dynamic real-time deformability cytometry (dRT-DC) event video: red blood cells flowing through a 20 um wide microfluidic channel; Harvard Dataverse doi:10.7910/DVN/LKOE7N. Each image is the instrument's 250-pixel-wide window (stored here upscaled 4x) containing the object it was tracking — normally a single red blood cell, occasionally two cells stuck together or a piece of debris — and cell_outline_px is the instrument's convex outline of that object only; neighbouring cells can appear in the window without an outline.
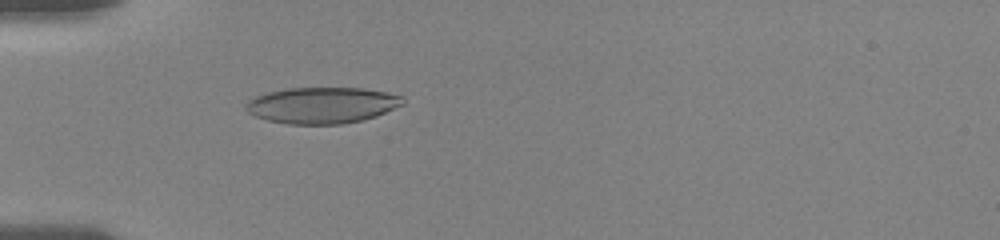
{"species": "human", "species_latin": "Homo sapiens", "temperature_condition": "room temperature", "stored_images_in_passage": 38, "camera_frame_rate_fps": 3000, "um_per_image_px": 0.085, "donor": {"sex": "female"}, "frame": {"image": 1, "passage_image": 11, "time_ms": 5.333, "image_size_px": [1000, 240], "cell_outline_px": [[404, 104], [376, 116], [360, 120], [340, 124], [288, 124], [268, 120], [256, 116], [248, 112], [244, 108], [244, 104], [248, 100], [256, 96], [268, 92], [288, 88], [364, 88], [388, 92], [404, 96]], "centroid_in_image_um": [27.38, 8.94], "position_along_channel_um": 57.6, "area_um2": 33.18}}
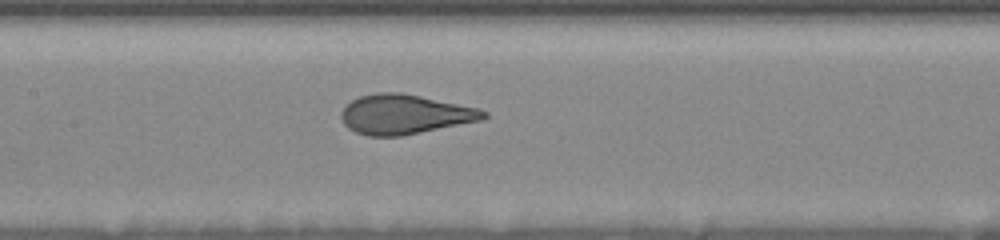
{"frame": {"image": 2, "passage_image": 19, "time_ms": 8.667, "image_size_px": [1000, 240], "cell_outline_px": [[488, 116], [480, 120], [400, 136], [368, 136], [356, 132], [348, 128], [344, 124], [340, 116], [340, 112], [344, 104], [360, 96], [376, 92], [400, 92], [480, 108], [488, 112]], "centroid_in_image_um": [34.36, 9.71], "position_along_channel_um": 173.0, "area_um2": 32.83}}
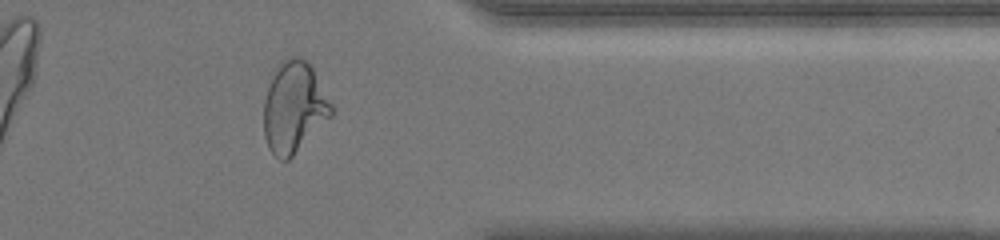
{"frame": {"image": 3, "passage_image": 31, "time_ms": 14.667, "image_size_px": [1000, 240], "cell_outline_px": [[332, 116], [288, 160], [280, 160], [268, 148], [264, 136], [264, 100], [272, 76], [280, 60], [288, 56], [300, 56], [308, 60], [332, 104]], "centroid_in_image_um": [24.98, 9.09], "position_along_channel_um": 386.4, "area_um2": 35.78}, "authors_computed_cell_mechanics": {"area_um2": 33.0616, "velocity_mm_per_s": 3.6962, "shape_relaxation_time_tau1_ms": 5.2284, "shape_relaxation_time_tau2_ms": null, "deformation_change_tau1": 0.1967, "deformation_change_tau2": null}}